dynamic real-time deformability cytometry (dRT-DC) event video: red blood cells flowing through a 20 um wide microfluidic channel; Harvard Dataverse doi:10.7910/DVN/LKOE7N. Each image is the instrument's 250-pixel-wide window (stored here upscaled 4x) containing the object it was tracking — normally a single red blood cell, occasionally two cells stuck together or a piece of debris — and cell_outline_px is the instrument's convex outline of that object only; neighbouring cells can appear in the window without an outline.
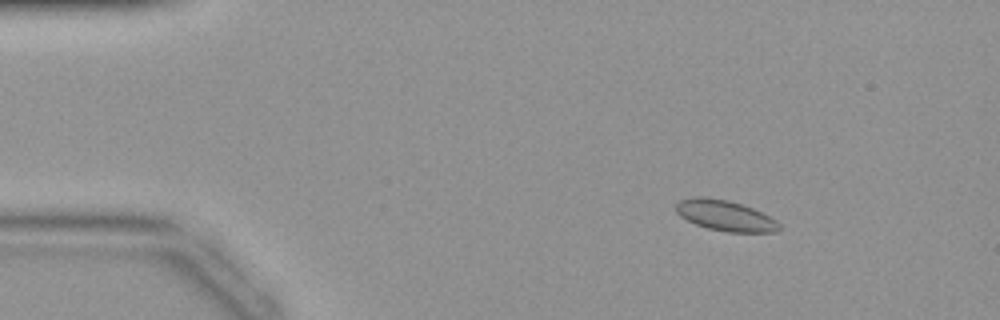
{"species": "common noctule bat (a hibernating species)", "species_latin": "Nyctalus noctula", "temperature_condition": "warm", "stored_images_in_passage": 40, "camera_frame_rate_fps": 3000, "um_per_image_px": 0.085, "animal": {"sex": "female", "body_mass_g": 19.9}, "frame": {"image": 1, "passage_image": 3, "time_ms": 0.667, "image_size_px": [1000, 320], "cell_outline_px": [[780, 228], [776, 232], [728, 232], [708, 228], [696, 224], [680, 216], [676, 212], [676, 204], [680, 200], [692, 196], [704, 196], [728, 200], [752, 208], [776, 220], [780, 224]], "centroid_in_image_um": [61.62, 18.31], "position_along_channel_um": 23.4, "area_um2": 18.32}}
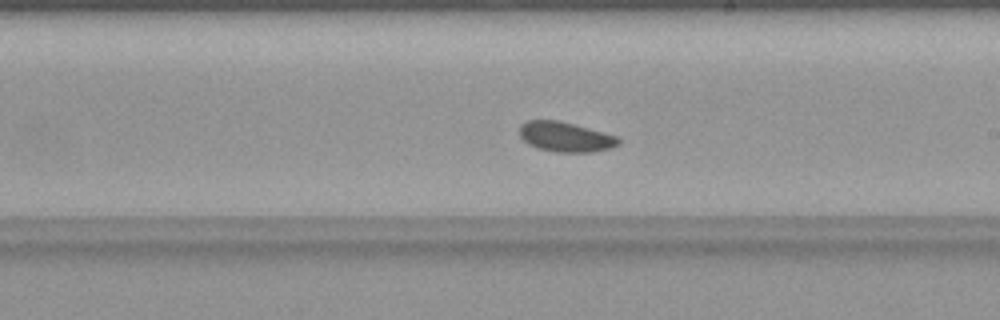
{"frame": {"image": 2, "passage_image": 22, "time_ms": 7.0, "image_size_px": [1000, 320], "cell_outline_px": [[620, 144], [612, 148], [592, 152], [556, 152], [540, 148], [528, 144], [520, 136], [520, 124], [528, 120], [560, 120], [616, 136], [620, 140]], "centroid_in_image_um": [48.07, 11.63], "position_along_channel_um": 240.9, "area_um2": 17.17}}
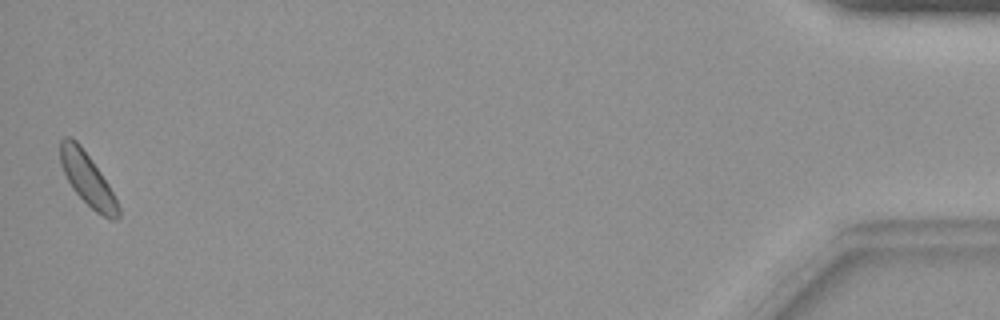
{"frame": {"image": 3, "passage_image": 40, "time_ms": 13.0, "image_size_px": [1000, 320], "cell_outline_px": [[120, 216], [116, 220], [112, 220], [96, 212], [72, 188], [60, 164], [60, 140], [64, 136], [72, 136], [80, 144], [100, 172], [108, 184], [120, 208]], "centroid_in_image_um": [7.42, 15.2], "position_along_channel_um": 427.8, "area_um2": 17.51}}